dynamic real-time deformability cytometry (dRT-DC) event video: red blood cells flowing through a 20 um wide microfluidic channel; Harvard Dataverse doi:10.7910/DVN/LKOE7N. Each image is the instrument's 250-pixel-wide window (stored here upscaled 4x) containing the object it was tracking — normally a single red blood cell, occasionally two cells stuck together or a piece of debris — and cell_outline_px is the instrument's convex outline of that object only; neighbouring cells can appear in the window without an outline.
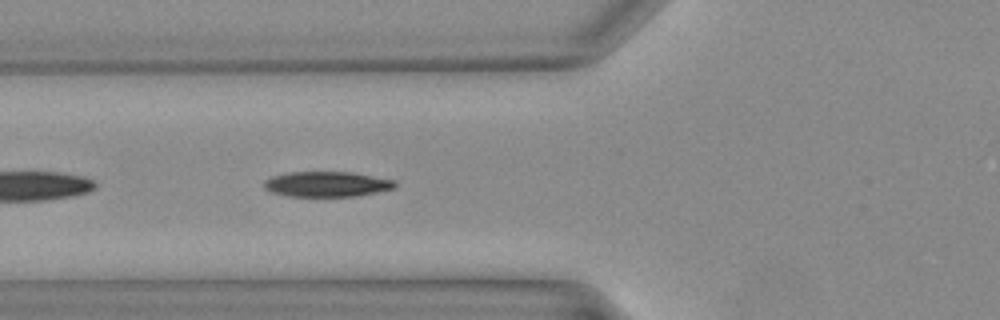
{"species": "Egyptian fruit bat (a non-hibernating species)", "species_latin": "Rousettus aegyptiacus", "temperature_condition": "warm", "stored_images_in_passage": 15, "camera_frame_rate_fps": 3000, "um_per_image_px": 0.085, "animal": {"sex": "female"}, "frame": {"image": 1, "passage_image": 5, "time_ms": 1.333, "image_size_px": [1000, 320], "cell_outline_px": [[396, 188], [356, 196], [288, 196], [272, 192], [264, 188], [264, 180], [272, 176], [288, 172], [352, 172], [396, 180]], "centroid_in_image_um": [27.79, 15.64], "position_along_channel_um": 98.0, "area_um2": 19.31}}
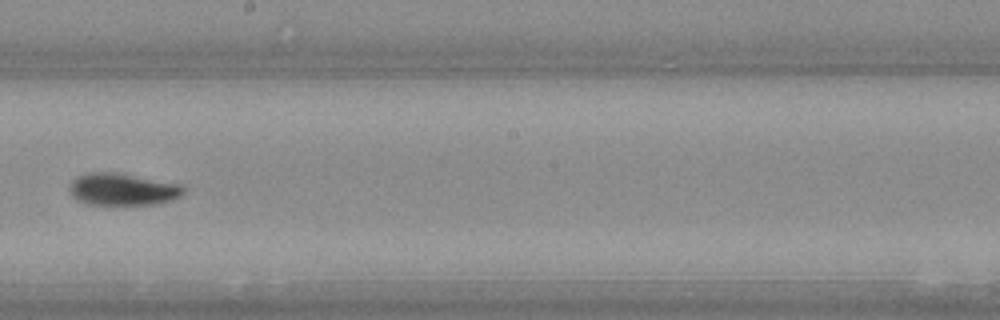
{"frame": {"image": 2, "passage_image": 13, "time_ms": 4.0, "image_size_px": [1000, 320], "cell_outline_px": [[184, 192], [180, 196], [172, 200], [160, 204], [88, 204], [76, 200], [72, 196], [72, 180], [88, 172], [112, 172], [184, 184]], "centroid_in_image_um": [10.49, 16.1], "position_along_channel_um": 237.7, "area_um2": 21.15}}